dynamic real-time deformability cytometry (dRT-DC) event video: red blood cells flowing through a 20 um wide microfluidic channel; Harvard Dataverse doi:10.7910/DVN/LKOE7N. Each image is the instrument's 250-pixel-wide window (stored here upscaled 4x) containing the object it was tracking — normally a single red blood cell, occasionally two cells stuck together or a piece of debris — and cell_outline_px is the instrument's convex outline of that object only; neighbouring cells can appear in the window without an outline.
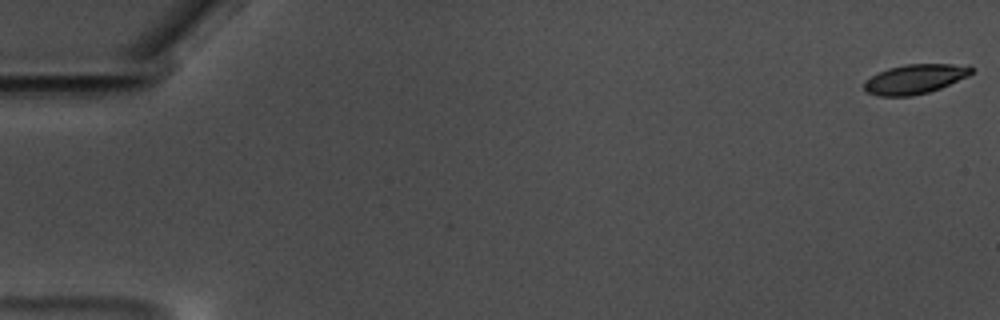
{"species": "common noctule bat (a hibernating species)", "species_latin": "Nyctalus noctula", "temperature_condition": "warm", "stored_images_in_passage": 60, "camera_frame_rate_fps": 3000, "um_per_image_px": 0.085, "animal": {"sex": "male", "body_mass_g": 17.5, "forearm_length_mm": 52.3}, "frame": {"image": 1, "passage_image": 1, "time_ms": 0.0, "image_size_px": [1000, 320], "cell_outline_px": [[972, 72], [968, 76], [940, 88], [928, 92], [912, 96], [880, 96], [868, 92], [864, 88], [864, 84], [872, 76], [888, 68], [908, 64], [968, 64], [972, 68]], "centroid_in_image_um": [77.81, 6.71], "position_along_channel_um": 7.2, "area_um2": 18.21}}
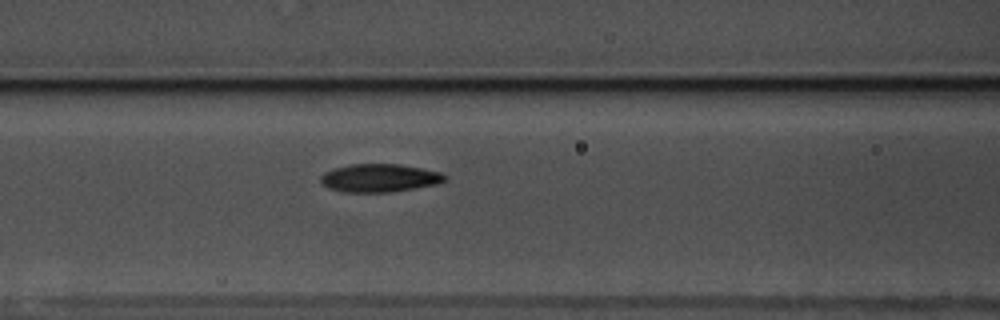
{"frame": {"image": 2, "passage_image": 26, "time_ms": 8.333, "image_size_px": [1000, 320], "cell_outline_px": [[448, 176], [444, 180], [436, 184], [416, 188], [392, 192], [344, 192], [328, 188], [320, 180], [320, 176], [324, 172], [332, 168], [352, 164], [400, 164], [440, 172]], "centroid_in_image_um": [32.23, 15.13], "position_along_channel_um": 134.4, "area_um2": 20.35}}
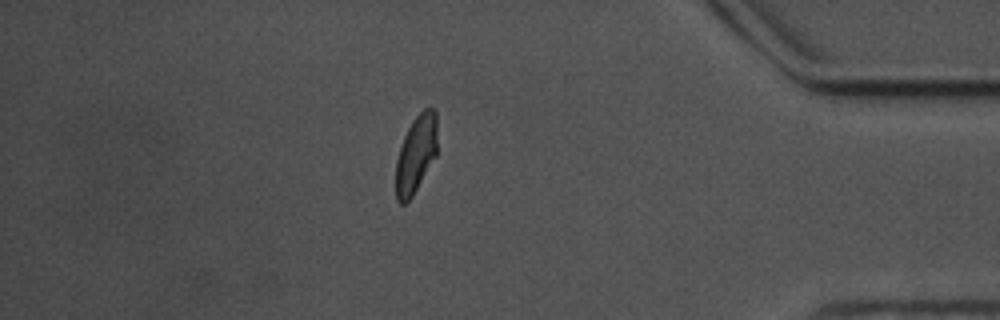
{"frame": {"image": 3, "passage_image": 52, "time_ms": 17.0, "image_size_px": [1000, 320], "cell_outline_px": [[436, 156], [412, 196], [404, 204], [400, 204], [396, 200], [396, 160], [404, 136], [412, 120], [424, 108], [432, 108], [436, 112]], "centroid_in_image_um": [35.34, 13.1], "position_along_channel_um": 399.9, "area_um2": 18.55}, "authors_computed_cell_mechanics": {"area_um2": 19.5075, "velocity_mm_per_s": 3.4653, "shape_relaxation_time_tau1_ms": 3.677, "shape_relaxation_time_tau2_ms": 1.9054, "deformation_change_tau1": 0.1334, "deformation_change_tau2": 0.0785}}